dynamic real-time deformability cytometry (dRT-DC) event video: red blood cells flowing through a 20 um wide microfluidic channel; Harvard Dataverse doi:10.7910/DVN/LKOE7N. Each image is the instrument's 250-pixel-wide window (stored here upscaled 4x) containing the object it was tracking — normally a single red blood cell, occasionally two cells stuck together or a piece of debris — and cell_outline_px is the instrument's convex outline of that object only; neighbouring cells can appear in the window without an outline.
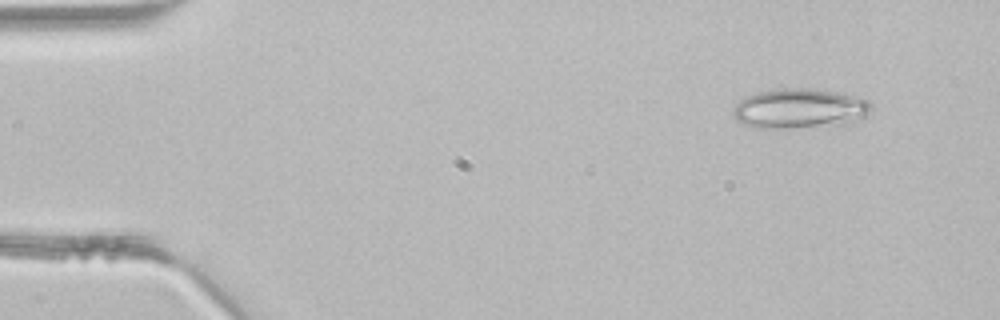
{"species": "common noctule bat (a hibernating species)", "species_latin": "Nyctalus noctula", "temperature_condition": "room temperature", "stored_images_in_passage": 2, "camera_frame_rate_fps": 3000, "um_per_image_px": 0.085, "animal": {"sex": "male", "body_mass_g": 21.5, "forearm_length_mm": 52.0}, "frame": {"image": 1, "passage_image": 1, "time_ms": 0.0, "image_size_px": [1000, 320], "cell_outline_px": [[872, 108], [864, 116], [852, 124], [792, 128], [756, 128], [744, 124], [736, 120], [732, 116], [732, 108], [740, 100], [756, 92], [784, 88], [820, 88], [868, 100], [872, 104]], "centroid_in_image_um": [67.96, 9.23], "position_along_channel_um": 17.0, "area_um2": 32.43}}